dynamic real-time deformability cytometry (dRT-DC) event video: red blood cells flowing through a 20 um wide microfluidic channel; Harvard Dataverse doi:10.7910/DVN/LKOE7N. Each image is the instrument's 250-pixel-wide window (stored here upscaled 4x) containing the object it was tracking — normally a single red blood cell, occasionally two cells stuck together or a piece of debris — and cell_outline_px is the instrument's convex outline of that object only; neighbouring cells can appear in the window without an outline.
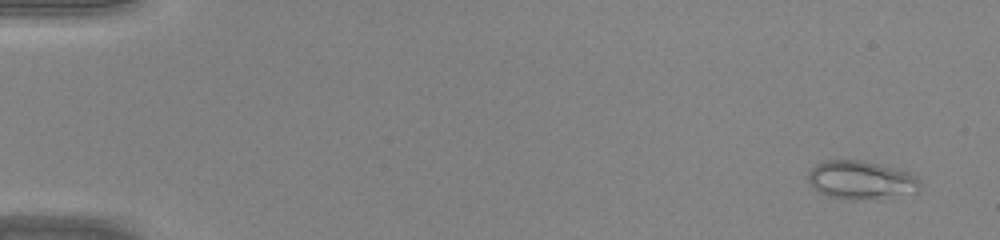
{"species": "common noctule bat (a hibernating species)", "species_latin": "Nyctalus noctula", "temperature_condition": "warm", "stored_images_in_passage": 44, "camera_frame_rate_fps": 3000, "um_per_image_px": 0.085, "animal": {"sex": "male", "body_mass_g": 20.0, "forearm_length_mm": 53.3}, "frame": {"image": 1, "passage_image": 1, "time_ms": 0.0, "image_size_px": [1000, 240], "cell_outline_px": [[920, 192], [880, 200], [852, 200], [828, 196], [812, 188], [808, 184], [808, 172], [816, 164], [824, 160], [864, 160], [908, 172], [916, 176], [920, 180]], "centroid_in_image_um": [73.21, 15.33], "position_along_channel_um": 11.8, "area_um2": 25.72}}
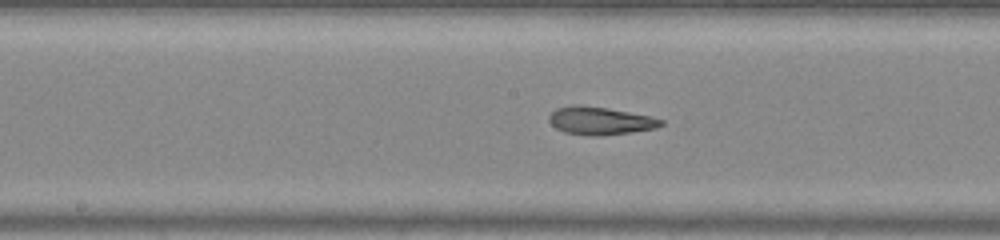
{"frame": {"image": 2, "passage_image": 23, "time_ms": 7.333, "image_size_px": [1000, 240], "cell_outline_px": [[664, 124], [656, 128], [632, 132], [600, 136], [592, 136], [564, 132], [556, 128], [548, 120], [548, 116], [556, 108], [572, 104], [580, 104], [608, 108], [648, 116], [664, 120]], "centroid_in_image_um": [50.98, 10.26], "position_along_channel_um": 197.2, "area_um2": 18.26}}
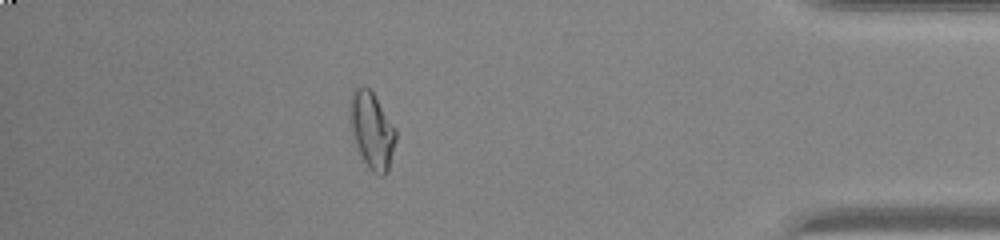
{"frame": {"image": 3, "passage_image": 39, "time_ms": 12.667, "image_size_px": [1000, 240], "cell_outline_px": [[396, 140], [388, 172], [384, 176], [380, 176], [372, 172], [360, 160], [348, 120], [348, 104], [352, 92], [356, 88], [364, 84], [376, 96], [396, 128]], "centroid_in_image_um": [31.58, 11.09], "position_along_channel_um": 403.6, "area_um2": 21.33}}